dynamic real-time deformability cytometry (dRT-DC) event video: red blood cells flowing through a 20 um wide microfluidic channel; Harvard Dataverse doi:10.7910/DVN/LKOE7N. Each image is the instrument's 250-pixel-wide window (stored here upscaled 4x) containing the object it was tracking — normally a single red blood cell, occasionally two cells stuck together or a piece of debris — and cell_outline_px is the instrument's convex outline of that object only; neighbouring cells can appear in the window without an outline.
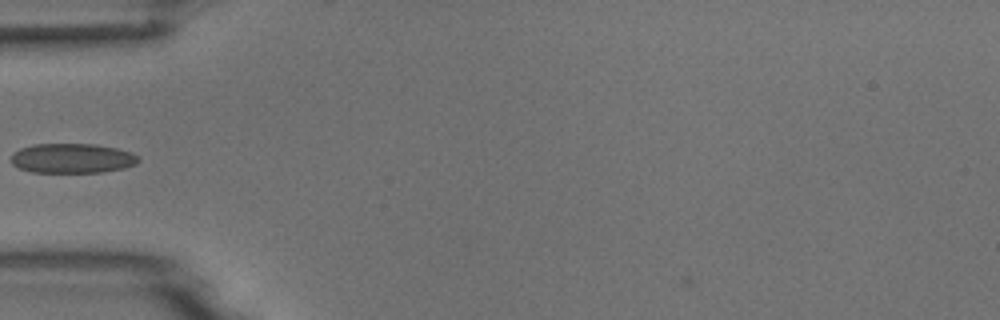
{"species": "common noctule bat (a hibernating species)", "species_latin": "Nyctalus noctula", "temperature_condition": "room temperature", "stored_images_in_passage": 40, "camera_frame_rate_fps": 3000, "um_per_image_px": 0.085, "animal": {"sex": "male", "body_mass_g": 18.8}, "frame": {"image": 1, "passage_image": 3, "time_ms": 0.667, "image_size_px": [1000, 320], "cell_outline_px": [[140, 160], [136, 164], [124, 168], [100, 172], [32, 172], [20, 168], [12, 164], [12, 152], [20, 148], [32, 144], [96, 144], [116, 148], [132, 152]], "centroid_in_image_um": [6.13, 13.45], "position_along_channel_um": 78.9, "area_um2": 22.02}}
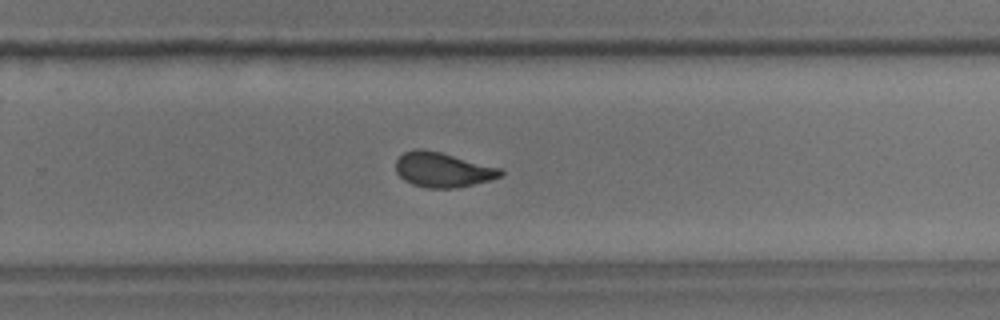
{"frame": {"image": 2, "passage_image": 20, "time_ms": 6.333, "image_size_px": [1000, 320], "cell_outline_px": [[504, 176], [456, 188], [428, 188], [412, 184], [404, 180], [396, 172], [396, 160], [404, 152], [416, 148], [424, 148], [440, 152], [500, 168], [504, 172]], "centroid_in_image_um": [37.61, 14.42], "position_along_channel_um": 292.2, "area_um2": 21.15}}
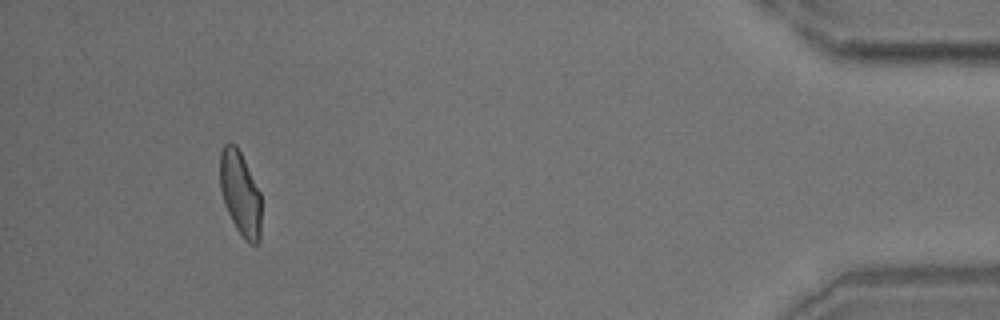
{"frame": {"image": 3, "passage_image": 35, "time_ms": 11.333, "image_size_px": [1000, 320], "cell_outline_px": [[260, 240], [256, 244], [248, 244], [244, 240], [236, 228], [224, 204], [220, 188], [220, 152], [224, 144], [236, 144], [260, 192]], "centroid_in_image_um": [20.41, 16.47], "position_along_channel_um": 414.8, "area_um2": 20.11}}